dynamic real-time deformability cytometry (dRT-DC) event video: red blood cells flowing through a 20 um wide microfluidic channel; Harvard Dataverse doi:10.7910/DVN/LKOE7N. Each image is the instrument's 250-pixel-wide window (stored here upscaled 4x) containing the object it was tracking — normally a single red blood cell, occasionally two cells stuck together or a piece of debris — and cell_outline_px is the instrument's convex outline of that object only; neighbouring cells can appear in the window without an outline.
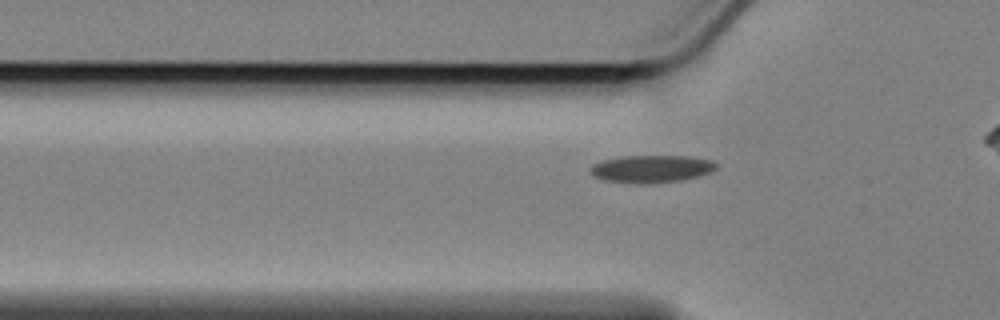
{"species": "Egyptian fruit bat (a non-hibernating species)", "species_latin": "Rousettus aegyptiacus", "temperature_condition": "cold", "stored_images_in_passage": 43, "camera_frame_rate_fps": 3000, "um_per_image_px": 0.085, "animal": {"sex": "female"}, "frame": {"image": 1, "passage_image": 13, "time_ms": 4.0, "image_size_px": [1000, 320], "cell_outline_px": [[720, 164], [712, 172], [680, 180], [636, 184], [604, 180], [592, 176], [588, 168], [592, 164], [600, 160], [620, 156], [688, 156], [712, 160]], "centroid_in_image_um": [55.32, 14.34], "position_along_channel_um": 70.5, "area_um2": 20.35}}
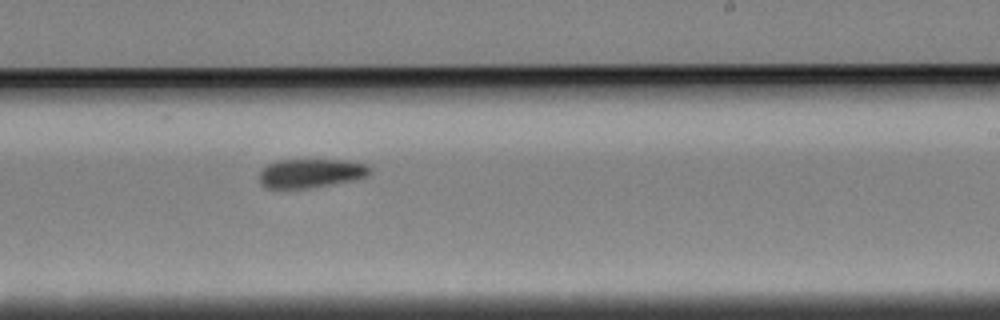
{"frame": {"image": 2, "passage_image": 30, "time_ms": 9.667, "image_size_px": [1000, 320], "cell_outline_px": [[372, 172], [356, 180], [308, 188], [264, 188], [260, 184], [260, 172], [268, 164], [276, 160], [344, 160], [368, 164], [372, 168]], "centroid_in_image_um": [26.44, 14.72], "position_along_channel_um": 262.6, "area_um2": 18.73}}
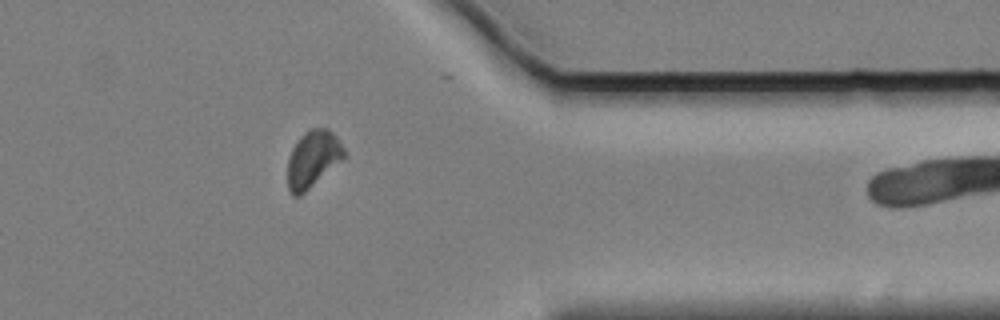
{"frame": {"image": 3, "passage_image": 42, "time_ms": 13.667, "image_size_px": [1000, 320], "cell_outline_px": [[344, 156], [300, 196], [292, 196], [288, 188], [288, 156], [292, 148], [300, 136], [304, 132], [312, 128], [328, 128], [336, 136], [344, 148]], "centroid_in_image_um": [26.55, 13.49], "position_along_channel_um": 384.9, "area_um2": 18.21}}